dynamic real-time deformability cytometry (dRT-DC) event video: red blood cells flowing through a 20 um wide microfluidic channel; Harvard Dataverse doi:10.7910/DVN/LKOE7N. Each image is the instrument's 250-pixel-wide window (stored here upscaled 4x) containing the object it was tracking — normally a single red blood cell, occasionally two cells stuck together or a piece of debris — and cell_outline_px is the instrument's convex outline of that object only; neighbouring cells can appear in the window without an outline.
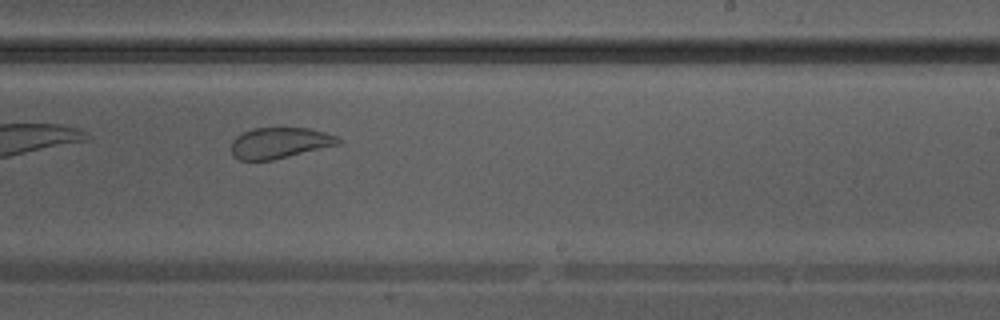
{"species": "Egyptian fruit bat (a non-hibernating species)", "species_latin": "Rousettus aegyptiacus", "temperature_condition": "warm", "stored_images_in_passage": 28, "camera_frame_rate_fps": 3000, "um_per_image_px": 0.085, "animal": {"sex": "male"}, "frame": {"image": 1, "passage_image": 13, "time_ms": 4.0, "image_size_px": [1000, 320], "cell_outline_px": [[340, 144], [272, 160], [240, 160], [232, 156], [232, 140], [236, 136], [252, 128], [312, 128], [336, 136], [340, 140]], "centroid_in_image_um": [23.75, 12.14], "position_along_channel_um": 265.2, "area_um2": 19.19}}